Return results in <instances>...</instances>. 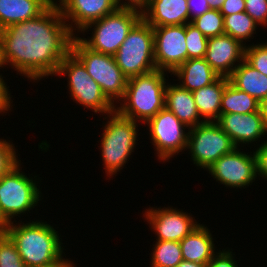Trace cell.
<instances>
[{
  "mask_svg": "<svg viewBox=\"0 0 267 267\" xmlns=\"http://www.w3.org/2000/svg\"><path fill=\"white\" fill-rule=\"evenodd\" d=\"M207 1L209 3L210 9L220 10L225 0H207Z\"/></svg>",
  "mask_w": 267,
  "mask_h": 267,
  "instance_id": "obj_42",
  "label": "cell"
},
{
  "mask_svg": "<svg viewBox=\"0 0 267 267\" xmlns=\"http://www.w3.org/2000/svg\"><path fill=\"white\" fill-rule=\"evenodd\" d=\"M15 150V146L10 140L0 139V177L21 161L18 160Z\"/></svg>",
  "mask_w": 267,
  "mask_h": 267,
  "instance_id": "obj_32",
  "label": "cell"
},
{
  "mask_svg": "<svg viewBox=\"0 0 267 267\" xmlns=\"http://www.w3.org/2000/svg\"><path fill=\"white\" fill-rule=\"evenodd\" d=\"M152 249L151 267H176L183 260L179 242L157 240Z\"/></svg>",
  "mask_w": 267,
  "mask_h": 267,
  "instance_id": "obj_27",
  "label": "cell"
},
{
  "mask_svg": "<svg viewBox=\"0 0 267 267\" xmlns=\"http://www.w3.org/2000/svg\"><path fill=\"white\" fill-rule=\"evenodd\" d=\"M114 1L119 8H132V9L140 10L142 12L147 6V3L149 0H125V1L114 0Z\"/></svg>",
  "mask_w": 267,
  "mask_h": 267,
  "instance_id": "obj_39",
  "label": "cell"
},
{
  "mask_svg": "<svg viewBox=\"0 0 267 267\" xmlns=\"http://www.w3.org/2000/svg\"><path fill=\"white\" fill-rule=\"evenodd\" d=\"M206 171L225 187L245 189L258 177L255 152L248 154L237 147L222 155Z\"/></svg>",
  "mask_w": 267,
  "mask_h": 267,
  "instance_id": "obj_12",
  "label": "cell"
},
{
  "mask_svg": "<svg viewBox=\"0 0 267 267\" xmlns=\"http://www.w3.org/2000/svg\"><path fill=\"white\" fill-rule=\"evenodd\" d=\"M31 221L23 224L18 221L14 224L17 222L14 219L3 230L16 244L26 267L75 265L69 259L63 258V243L56 229L42 220Z\"/></svg>",
  "mask_w": 267,
  "mask_h": 267,
  "instance_id": "obj_2",
  "label": "cell"
},
{
  "mask_svg": "<svg viewBox=\"0 0 267 267\" xmlns=\"http://www.w3.org/2000/svg\"><path fill=\"white\" fill-rule=\"evenodd\" d=\"M245 11V0H225L220 13L223 16H228L234 13Z\"/></svg>",
  "mask_w": 267,
  "mask_h": 267,
  "instance_id": "obj_38",
  "label": "cell"
},
{
  "mask_svg": "<svg viewBox=\"0 0 267 267\" xmlns=\"http://www.w3.org/2000/svg\"><path fill=\"white\" fill-rule=\"evenodd\" d=\"M212 236L205 225L194 228L179 242L183 260L208 265L216 253Z\"/></svg>",
  "mask_w": 267,
  "mask_h": 267,
  "instance_id": "obj_20",
  "label": "cell"
},
{
  "mask_svg": "<svg viewBox=\"0 0 267 267\" xmlns=\"http://www.w3.org/2000/svg\"><path fill=\"white\" fill-rule=\"evenodd\" d=\"M1 67L3 68L4 66H3V63H2V60H1V48H0V69H1Z\"/></svg>",
  "mask_w": 267,
  "mask_h": 267,
  "instance_id": "obj_44",
  "label": "cell"
},
{
  "mask_svg": "<svg viewBox=\"0 0 267 267\" xmlns=\"http://www.w3.org/2000/svg\"><path fill=\"white\" fill-rule=\"evenodd\" d=\"M176 267H207V265L200 264L197 262L182 260Z\"/></svg>",
  "mask_w": 267,
  "mask_h": 267,
  "instance_id": "obj_40",
  "label": "cell"
},
{
  "mask_svg": "<svg viewBox=\"0 0 267 267\" xmlns=\"http://www.w3.org/2000/svg\"><path fill=\"white\" fill-rule=\"evenodd\" d=\"M165 76V71L155 70L128 79L120 107H115V110L124 117L145 124L165 108Z\"/></svg>",
  "mask_w": 267,
  "mask_h": 267,
  "instance_id": "obj_3",
  "label": "cell"
},
{
  "mask_svg": "<svg viewBox=\"0 0 267 267\" xmlns=\"http://www.w3.org/2000/svg\"><path fill=\"white\" fill-rule=\"evenodd\" d=\"M260 111L267 129V97L260 103Z\"/></svg>",
  "mask_w": 267,
  "mask_h": 267,
  "instance_id": "obj_41",
  "label": "cell"
},
{
  "mask_svg": "<svg viewBox=\"0 0 267 267\" xmlns=\"http://www.w3.org/2000/svg\"><path fill=\"white\" fill-rule=\"evenodd\" d=\"M245 12L258 25H267V0H245Z\"/></svg>",
  "mask_w": 267,
  "mask_h": 267,
  "instance_id": "obj_33",
  "label": "cell"
},
{
  "mask_svg": "<svg viewBox=\"0 0 267 267\" xmlns=\"http://www.w3.org/2000/svg\"><path fill=\"white\" fill-rule=\"evenodd\" d=\"M74 34L52 2L33 19L0 31L1 60L35 82L56 74L63 59L71 52Z\"/></svg>",
  "mask_w": 267,
  "mask_h": 267,
  "instance_id": "obj_1",
  "label": "cell"
},
{
  "mask_svg": "<svg viewBox=\"0 0 267 267\" xmlns=\"http://www.w3.org/2000/svg\"><path fill=\"white\" fill-rule=\"evenodd\" d=\"M62 74V75H61ZM56 76H68V90L73 101L105 116L115 111L101 87L87 73L85 66L70 52L61 62Z\"/></svg>",
  "mask_w": 267,
  "mask_h": 267,
  "instance_id": "obj_9",
  "label": "cell"
},
{
  "mask_svg": "<svg viewBox=\"0 0 267 267\" xmlns=\"http://www.w3.org/2000/svg\"><path fill=\"white\" fill-rule=\"evenodd\" d=\"M233 252L229 250H219V252H216L214 254L211 261L208 263L207 267H238L236 264L237 261H235L234 256L235 254H232Z\"/></svg>",
  "mask_w": 267,
  "mask_h": 267,
  "instance_id": "obj_34",
  "label": "cell"
},
{
  "mask_svg": "<svg viewBox=\"0 0 267 267\" xmlns=\"http://www.w3.org/2000/svg\"><path fill=\"white\" fill-rule=\"evenodd\" d=\"M114 58L128 79L157 70L153 27L142 18L129 32Z\"/></svg>",
  "mask_w": 267,
  "mask_h": 267,
  "instance_id": "obj_7",
  "label": "cell"
},
{
  "mask_svg": "<svg viewBox=\"0 0 267 267\" xmlns=\"http://www.w3.org/2000/svg\"><path fill=\"white\" fill-rule=\"evenodd\" d=\"M0 267H26L16 244L4 231H0Z\"/></svg>",
  "mask_w": 267,
  "mask_h": 267,
  "instance_id": "obj_30",
  "label": "cell"
},
{
  "mask_svg": "<svg viewBox=\"0 0 267 267\" xmlns=\"http://www.w3.org/2000/svg\"><path fill=\"white\" fill-rule=\"evenodd\" d=\"M49 267H75L74 265H54Z\"/></svg>",
  "mask_w": 267,
  "mask_h": 267,
  "instance_id": "obj_43",
  "label": "cell"
},
{
  "mask_svg": "<svg viewBox=\"0 0 267 267\" xmlns=\"http://www.w3.org/2000/svg\"><path fill=\"white\" fill-rule=\"evenodd\" d=\"M244 59L259 73L267 76V42L245 46Z\"/></svg>",
  "mask_w": 267,
  "mask_h": 267,
  "instance_id": "obj_31",
  "label": "cell"
},
{
  "mask_svg": "<svg viewBox=\"0 0 267 267\" xmlns=\"http://www.w3.org/2000/svg\"><path fill=\"white\" fill-rule=\"evenodd\" d=\"M229 78L219 77L214 83L192 92L201 118L216 122L221 114V101Z\"/></svg>",
  "mask_w": 267,
  "mask_h": 267,
  "instance_id": "obj_23",
  "label": "cell"
},
{
  "mask_svg": "<svg viewBox=\"0 0 267 267\" xmlns=\"http://www.w3.org/2000/svg\"><path fill=\"white\" fill-rule=\"evenodd\" d=\"M260 110V103L251 95L236 88L230 81L225 86L221 101V114H247Z\"/></svg>",
  "mask_w": 267,
  "mask_h": 267,
  "instance_id": "obj_25",
  "label": "cell"
},
{
  "mask_svg": "<svg viewBox=\"0 0 267 267\" xmlns=\"http://www.w3.org/2000/svg\"><path fill=\"white\" fill-rule=\"evenodd\" d=\"M7 83H5V81L3 80L2 75H0V113L3 114L8 110H11L10 107L12 104V100H11V95H10V91L6 85Z\"/></svg>",
  "mask_w": 267,
  "mask_h": 267,
  "instance_id": "obj_37",
  "label": "cell"
},
{
  "mask_svg": "<svg viewBox=\"0 0 267 267\" xmlns=\"http://www.w3.org/2000/svg\"><path fill=\"white\" fill-rule=\"evenodd\" d=\"M58 2L62 17L74 35L76 30L77 33L82 32L91 22L100 20L119 8L114 0H59Z\"/></svg>",
  "mask_w": 267,
  "mask_h": 267,
  "instance_id": "obj_15",
  "label": "cell"
},
{
  "mask_svg": "<svg viewBox=\"0 0 267 267\" xmlns=\"http://www.w3.org/2000/svg\"><path fill=\"white\" fill-rule=\"evenodd\" d=\"M245 46L230 35L211 37L208 38L204 59L218 76L229 78L233 70L244 60Z\"/></svg>",
  "mask_w": 267,
  "mask_h": 267,
  "instance_id": "obj_16",
  "label": "cell"
},
{
  "mask_svg": "<svg viewBox=\"0 0 267 267\" xmlns=\"http://www.w3.org/2000/svg\"><path fill=\"white\" fill-rule=\"evenodd\" d=\"M207 38L225 34L224 16L220 10L210 9L191 21Z\"/></svg>",
  "mask_w": 267,
  "mask_h": 267,
  "instance_id": "obj_28",
  "label": "cell"
},
{
  "mask_svg": "<svg viewBox=\"0 0 267 267\" xmlns=\"http://www.w3.org/2000/svg\"><path fill=\"white\" fill-rule=\"evenodd\" d=\"M55 0H0V31L40 15Z\"/></svg>",
  "mask_w": 267,
  "mask_h": 267,
  "instance_id": "obj_21",
  "label": "cell"
},
{
  "mask_svg": "<svg viewBox=\"0 0 267 267\" xmlns=\"http://www.w3.org/2000/svg\"><path fill=\"white\" fill-rule=\"evenodd\" d=\"M172 74L178 77L179 85L190 92L208 86L220 77L204 58L188 59Z\"/></svg>",
  "mask_w": 267,
  "mask_h": 267,
  "instance_id": "obj_22",
  "label": "cell"
},
{
  "mask_svg": "<svg viewBox=\"0 0 267 267\" xmlns=\"http://www.w3.org/2000/svg\"><path fill=\"white\" fill-rule=\"evenodd\" d=\"M165 108L189 128L205 122L198 112L192 92L182 88L179 83L176 85L167 83Z\"/></svg>",
  "mask_w": 267,
  "mask_h": 267,
  "instance_id": "obj_19",
  "label": "cell"
},
{
  "mask_svg": "<svg viewBox=\"0 0 267 267\" xmlns=\"http://www.w3.org/2000/svg\"><path fill=\"white\" fill-rule=\"evenodd\" d=\"M258 24L244 11L224 16V30L226 35L239 40L243 45L256 34ZM245 40V41H244Z\"/></svg>",
  "mask_w": 267,
  "mask_h": 267,
  "instance_id": "obj_26",
  "label": "cell"
},
{
  "mask_svg": "<svg viewBox=\"0 0 267 267\" xmlns=\"http://www.w3.org/2000/svg\"><path fill=\"white\" fill-rule=\"evenodd\" d=\"M20 163L0 177V231H3L14 217H20L21 214L34 209L41 200L39 182L35 181L37 176H34V180L30 175L27 177L20 171Z\"/></svg>",
  "mask_w": 267,
  "mask_h": 267,
  "instance_id": "obj_5",
  "label": "cell"
},
{
  "mask_svg": "<svg viewBox=\"0 0 267 267\" xmlns=\"http://www.w3.org/2000/svg\"><path fill=\"white\" fill-rule=\"evenodd\" d=\"M71 53L85 66L87 73L101 87L106 97L113 104L119 103L124 96L128 78L116 64L114 56L88 48L75 35Z\"/></svg>",
  "mask_w": 267,
  "mask_h": 267,
  "instance_id": "obj_6",
  "label": "cell"
},
{
  "mask_svg": "<svg viewBox=\"0 0 267 267\" xmlns=\"http://www.w3.org/2000/svg\"><path fill=\"white\" fill-rule=\"evenodd\" d=\"M187 4L189 8V22L210 10L207 0H187Z\"/></svg>",
  "mask_w": 267,
  "mask_h": 267,
  "instance_id": "obj_36",
  "label": "cell"
},
{
  "mask_svg": "<svg viewBox=\"0 0 267 267\" xmlns=\"http://www.w3.org/2000/svg\"><path fill=\"white\" fill-rule=\"evenodd\" d=\"M145 124L149 127L150 140L159 160L166 162L176 153L187 150L189 132L185 129L190 128L168 109L160 110Z\"/></svg>",
  "mask_w": 267,
  "mask_h": 267,
  "instance_id": "obj_11",
  "label": "cell"
},
{
  "mask_svg": "<svg viewBox=\"0 0 267 267\" xmlns=\"http://www.w3.org/2000/svg\"><path fill=\"white\" fill-rule=\"evenodd\" d=\"M142 18L152 27L189 23L187 0H149Z\"/></svg>",
  "mask_w": 267,
  "mask_h": 267,
  "instance_id": "obj_18",
  "label": "cell"
},
{
  "mask_svg": "<svg viewBox=\"0 0 267 267\" xmlns=\"http://www.w3.org/2000/svg\"><path fill=\"white\" fill-rule=\"evenodd\" d=\"M104 119L107 122L101 134L100 148L106 176L110 177L124 168L134 152L138 141V122L120 115L116 110Z\"/></svg>",
  "mask_w": 267,
  "mask_h": 267,
  "instance_id": "obj_4",
  "label": "cell"
},
{
  "mask_svg": "<svg viewBox=\"0 0 267 267\" xmlns=\"http://www.w3.org/2000/svg\"><path fill=\"white\" fill-rule=\"evenodd\" d=\"M172 207L153 208L143 214L151 229L157 235L156 240L180 242L200 223L190 213Z\"/></svg>",
  "mask_w": 267,
  "mask_h": 267,
  "instance_id": "obj_14",
  "label": "cell"
},
{
  "mask_svg": "<svg viewBox=\"0 0 267 267\" xmlns=\"http://www.w3.org/2000/svg\"><path fill=\"white\" fill-rule=\"evenodd\" d=\"M229 81L259 103L267 97V76L259 73L245 59L233 70Z\"/></svg>",
  "mask_w": 267,
  "mask_h": 267,
  "instance_id": "obj_24",
  "label": "cell"
},
{
  "mask_svg": "<svg viewBox=\"0 0 267 267\" xmlns=\"http://www.w3.org/2000/svg\"><path fill=\"white\" fill-rule=\"evenodd\" d=\"M186 46H187V60L192 58H204L208 38L196 28L191 22L186 23Z\"/></svg>",
  "mask_w": 267,
  "mask_h": 267,
  "instance_id": "obj_29",
  "label": "cell"
},
{
  "mask_svg": "<svg viewBox=\"0 0 267 267\" xmlns=\"http://www.w3.org/2000/svg\"><path fill=\"white\" fill-rule=\"evenodd\" d=\"M186 131L189 132L187 149L193 164L203 169L207 170L222 155L237 148L216 122H204Z\"/></svg>",
  "mask_w": 267,
  "mask_h": 267,
  "instance_id": "obj_10",
  "label": "cell"
},
{
  "mask_svg": "<svg viewBox=\"0 0 267 267\" xmlns=\"http://www.w3.org/2000/svg\"><path fill=\"white\" fill-rule=\"evenodd\" d=\"M255 155L257 160V174L263 179H267V140L257 147Z\"/></svg>",
  "mask_w": 267,
  "mask_h": 267,
  "instance_id": "obj_35",
  "label": "cell"
},
{
  "mask_svg": "<svg viewBox=\"0 0 267 267\" xmlns=\"http://www.w3.org/2000/svg\"><path fill=\"white\" fill-rule=\"evenodd\" d=\"M216 123L232 139L236 147H240V144L249 145L267 135L260 110L247 114H220Z\"/></svg>",
  "mask_w": 267,
  "mask_h": 267,
  "instance_id": "obj_17",
  "label": "cell"
},
{
  "mask_svg": "<svg viewBox=\"0 0 267 267\" xmlns=\"http://www.w3.org/2000/svg\"><path fill=\"white\" fill-rule=\"evenodd\" d=\"M157 70L172 73L187 61L186 24L153 27Z\"/></svg>",
  "mask_w": 267,
  "mask_h": 267,
  "instance_id": "obj_13",
  "label": "cell"
},
{
  "mask_svg": "<svg viewBox=\"0 0 267 267\" xmlns=\"http://www.w3.org/2000/svg\"><path fill=\"white\" fill-rule=\"evenodd\" d=\"M142 19V12L132 8H118L102 19L91 22L81 32L92 28L91 38L79 39L90 49L114 56L132 28Z\"/></svg>",
  "mask_w": 267,
  "mask_h": 267,
  "instance_id": "obj_8",
  "label": "cell"
}]
</instances>
